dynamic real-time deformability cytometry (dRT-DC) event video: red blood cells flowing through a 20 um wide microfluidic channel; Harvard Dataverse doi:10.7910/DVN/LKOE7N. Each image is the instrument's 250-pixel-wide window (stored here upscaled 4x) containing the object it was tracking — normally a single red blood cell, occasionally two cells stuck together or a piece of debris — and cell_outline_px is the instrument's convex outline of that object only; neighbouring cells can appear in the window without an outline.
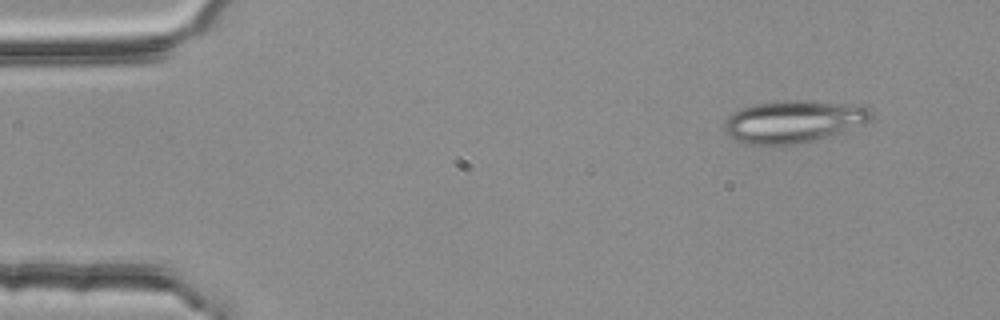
{"species": "common noctule bat (a hibernating species)", "species_latin": "Nyctalus noctula", "temperature_condition": "room temperature", "stored_images_in_passage": 4, "camera_frame_rate_fps": 3000, "um_per_image_px": 0.085, "animal": {"sex": "female", "body_mass_g": 25.1}, "frame": {"image": 1, "passage_image": 4, "time_ms": 1.0, "image_size_px": [1000, 320], "cell_outline_px": [[876, 116], [872, 120], [864, 124], [840, 132], [812, 140], [792, 144], [752, 144], [736, 140], [724, 128], [724, 120], [732, 112], [740, 108], [752, 104], [776, 100], [812, 100], [868, 104]], "centroid_in_image_um": [67.54, 10.26], "position_along_channel_um": 17.5, "area_um2": 36.76}}